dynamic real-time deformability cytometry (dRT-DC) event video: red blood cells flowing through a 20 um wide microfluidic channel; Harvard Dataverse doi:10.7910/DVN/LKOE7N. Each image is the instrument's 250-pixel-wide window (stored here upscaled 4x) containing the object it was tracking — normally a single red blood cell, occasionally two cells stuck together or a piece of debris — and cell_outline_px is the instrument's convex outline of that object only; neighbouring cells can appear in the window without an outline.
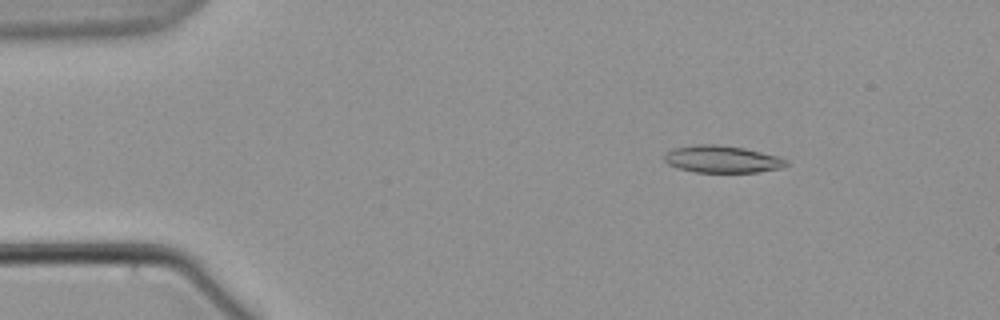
{"species": "common noctule bat (a hibernating species)", "species_latin": "Nyctalus noctula", "temperature_condition": "warm", "stored_images_in_passage": 6, "camera_frame_rate_fps": 3000, "um_per_image_px": 0.085, "animal": {"sex": "male", "body_mass_g": 21.5, "forearm_length_mm": 52.0}, "frame": {"image": 1, "passage_image": 3, "time_ms": 2.667, "image_size_px": [1000, 320], "cell_outline_px": [[788, 164], [780, 168], [760, 172], [696, 172], [676, 168], [668, 164], [664, 160], [664, 152], [672, 148], [696, 144], [720, 144], [744, 148], [776, 156], [788, 160]], "centroid_in_image_um": [61.32, 13.52], "position_along_channel_um": 23.7, "area_um2": 19.42}}